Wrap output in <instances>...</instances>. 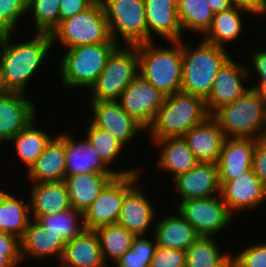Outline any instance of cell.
<instances>
[{
    "label": "cell",
    "instance_id": "9a60e30c",
    "mask_svg": "<svg viewBox=\"0 0 266 267\" xmlns=\"http://www.w3.org/2000/svg\"><path fill=\"white\" fill-rule=\"evenodd\" d=\"M125 197V176H115L83 213L87 230L118 222Z\"/></svg>",
    "mask_w": 266,
    "mask_h": 267
},
{
    "label": "cell",
    "instance_id": "836d02e7",
    "mask_svg": "<svg viewBox=\"0 0 266 267\" xmlns=\"http://www.w3.org/2000/svg\"><path fill=\"white\" fill-rule=\"evenodd\" d=\"M104 262L115 263L125 252L132 248L135 235L118 223L103 226L95 230Z\"/></svg>",
    "mask_w": 266,
    "mask_h": 267
},
{
    "label": "cell",
    "instance_id": "60d3db41",
    "mask_svg": "<svg viewBox=\"0 0 266 267\" xmlns=\"http://www.w3.org/2000/svg\"><path fill=\"white\" fill-rule=\"evenodd\" d=\"M235 255H231L238 267H266V242L250 244Z\"/></svg>",
    "mask_w": 266,
    "mask_h": 267
},
{
    "label": "cell",
    "instance_id": "5b68a950",
    "mask_svg": "<svg viewBox=\"0 0 266 267\" xmlns=\"http://www.w3.org/2000/svg\"><path fill=\"white\" fill-rule=\"evenodd\" d=\"M209 116L204 98L179 91L166 96L153 124L146 132L151 140L183 137L194 125L200 124Z\"/></svg>",
    "mask_w": 266,
    "mask_h": 267
},
{
    "label": "cell",
    "instance_id": "7a4b0ae2",
    "mask_svg": "<svg viewBox=\"0 0 266 267\" xmlns=\"http://www.w3.org/2000/svg\"><path fill=\"white\" fill-rule=\"evenodd\" d=\"M182 39V83L184 93L197 95L205 100L213 82L231 54L223 47L205 42L200 38L198 46H189Z\"/></svg>",
    "mask_w": 266,
    "mask_h": 267
},
{
    "label": "cell",
    "instance_id": "816d5d0a",
    "mask_svg": "<svg viewBox=\"0 0 266 267\" xmlns=\"http://www.w3.org/2000/svg\"><path fill=\"white\" fill-rule=\"evenodd\" d=\"M5 93V84L2 77V65L0 62V94Z\"/></svg>",
    "mask_w": 266,
    "mask_h": 267
},
{
    "label": "cell",
    "instance_id": "ba28073f",
    "mask_svg": "<svg viewBox=\"0 0 266 267\" xmlns=\"http://www.w3.org/2000/svg\"><path fill=\"white\" fill-rule=\"evenodd\" d=\"M124 46V47H123ZM137 45H119L109 56L88 101H118L124 90L139 75Z\"/></svg>",
    "mask_w": 266,
    "mask_h": 267
},
{
    "label": "cell",
    "instance_id": "d590c367",
    "mask_svg": "<svg viewBox=\"0 0 266 267\" xmlns=\"http://www.w3.org/2000/svg\"><path fill=\"white\" fill-rule=\"evenodd\" d=\"M177 7L182 31L202 36L208 30L214 12L206 0H177Z\"/></svg>",
    "mask_w": 266,
    "mask_h": 267
},
{
    "label": "cell",
    "instance_id": "603a6c76",
    "mask_svg": "<svg viewBox=\"0 0 266 267\" xmlns=\"http://www.w3.org/2000/svg\"><path fill=\"white\" fill-rule=\"evenodd\" d=\"M183 137L199 163L217 164L225 136L211 115Z\"/></svg>",
    "mask_w": 266,
    "mask_h": 267
},
{
    "label": "cell",
    "instance_id": "ee69618b",
    "mask_svg": "<svg viewBox=\"0 0 266 267\" xmlns=\"http://www.w3.org/2000/svg\"><path fill=\"white\" fill-rule=\"evenodd\" d=\"M252 169L255 175L262 182V185L266 190V139L265 138L258 139L256 141L253 151Z\"/></svg>",
    "mask_w": 266,
    "mask_h": 267
},
{
    "label": "cell",
    "instance_id": "f1b7e54d",
    "mask_svg": "<svg viewBox=\"0 0 266 267\" xmlns=\"http://www.w3.org/2000/svg\"><path fill=\"white\" fill-rule=\"evenodd\" d=\"M116 174L84 173L65 177L71 208L85 212Z\"/></svg>",
    "mask_w": 266,
    "mask_h": 267
},
{
    "label": "cell",
    "instance_id": "ffe728a7",
    "mask_svg": "<svg viewBox=\"0 0 266 267\" xmlns=\"http://www.w3.org/2000/svg\"><path fill=\"white\" fill-rule=\"evenodd\" d=\"M147 21V42L158 36L166 42L181 41L182 31L177 0H144ZM155 34V36H153Z\"/></svg>",
    "mask_w": 266,
    "mask_h": 267
},
{
    "label": "cell",
    "instance_id": "4fadbf2b",
    "mask_svg": "<svg viewBox=\"0 0 266 267\" xmlns=\"http://www.w3.org/2000/svg\"><path fill=\"white\" fill-rule=\"evenodd\" d=\"M65 132L59 133V135L65 141V169L66 176H72L75 174L84 173H102V174H116L119 176H126L133 173L141 172V168H132L124 170H113L108 168L104 162L97 156L95 147L92 146L87 139H77L75 133ZM124 170V171H123Z\"/></svg>",
    "mask_w": 266,
    "mask_h": 267
},
{
    "label": "cell",
    "instance_id": "d4e9b609",
    "mask_svg": "<svg viewBox=\"0 0 266 267\" xmlns=\"http://www.w3.org/2000/svg\"><path fill=\"white\" fill-rule=\"evenodd\" d=\"M151 143L160 148L156 166L160 171L168 172L172 180L199 163L184 137L161 138L151 140Z\"/></svg>",
    "mask_w": 266,
    "mask_h": 267
},
{
    "label": "cell",
    "instance_id": "f6af8a7d",
    "mask_svg": "<svg viewBox=\"0 0 266 267\" xmlns=\"http://www.w3.org/2000/svg\"><path fill=\"white\" fill-rule=\"evenodd\" d=\"M96 0H60L59 23L89 8Z\"/></svg>",
    "mask_w": 266,
    "mask_h": 267
},
{
    "label": "cell",
    "instance_id": "277c9868",
    "mask_svg": "<svg viewBox=\"0 0 266 267\" xmlns=\"http://www.w3.org/2000/svg\"><path fill=\"white\" fill-rule=\"evenodd\" d=\"M211 116L217 121L225 138H265L266 98L257 89L249 88Z\"/></svg>",
    "mask_w": 266,
    "mask_h": 267
},
{
    "label": "cell",
    "instance_id": "1f68e13d",
    "mask_svg": "<svg viewBox=\"0 0 266 267\" xmlns=\"http://www.w3.org/2000/svg\"><path fill=\"white\" fill-rule=\"evenodd\" d=\"M37 118H34L23 130L17 133L9 142L15 146V153L20 163L27 170L36 162L44 152L45 146L51 140V135L38 128ZM38 128V129H37Z\"/></svg>",
    "mask_w": 266,
    "mask_h": 267
},
{
    "label": "cell",
    "instance_id": "e0dca14e",
    "mask_svg": "<svg viewBox=\"0 0 266 267\" xmlns=\"http://www.w3.org/2000/svg\"><path fill=\"white\" fill-rule=\"evenodd\" d=\"M220 185V195L232 214L252 211L266 201V190L252 168Z\"/></svg>",
    "mask_w": 266,
    "mask_h": 267
},
{
    "label": "cell",
    "instance_id": "52a82bcc",
    "mask_svg": "<svg viewBox=\"0 0 266 267\" xmlns=\"http://www.w3.org/2000/svg\"><path fill=\"white\" fill-rule=\"evenodd\" d=\"M52 44L62 49L98 43H116L109 31L108 22L100 0L89 8L59 23L50 34Z\"/></svg>",
    "mask_w": 266,
    "mask_h": 267
},
{
    "label": "cell",
    "instance_id": "44dd1931",
    "mask_svg": "<svg viewBox=\"0 0 266 267\" xmlns=\"http://www.w3.org/2000/svg\"><path fill=\"white\" fill-rule=\"evenodd\" d=\"M20 243L23 262L26 258L40 261L54 256L58 263L62 258L66 244L60 235L49 231L35 219L30 220Z\"/></svg>",
    "mask_w": 266,
    "mask_h": 267
},
{
    "label": "cell",
    "instance_id": "7402d4cb",
    "mask_svg": "<svg viewBox=\"0 0 266 267\" xmlns=\"http://www.w3.org/2000/svg\"><path fill=\"white\" fill-rule=\"evenodd\" d=\"M258 139L225 138L217 162L219 181H231L252 168L253 151Z\"/></svg>",
    "mask_w": 266,
    "mask_h": 267
},
{
    "label": "cell",
    "instance_id": "bcb514c9",
    "mask_svg": "<svg viewBox=\"0 0 266 267\" xmlns=\"http://www.w3.org/2000/svg\"><path fill=\"white\" fill-rule=\"evenodd\" d=\"M234 6L251 13V16H263L266 10V0H232Z\"/></svg>",
    "mask_w": 266,
    "mask_h": 267
},
{
    "label": "cell",
    "instance_id": "30bf717a",
    "mask_svg": "<svg viewBox=\"0 0 266 267\" xmlns=\"http://www.w3.org/2000/svg\"><path fill=\"white\" fill-rule=\"evenodd\" d=\"M177 204L175 209L199 236L214 237L228 229L233 221V214L220 194L211 198L183 200Z\"/></svg>",
    "mask_w": 266,
    "mask_h": 267
},
{
    "label": "cell",
    "instance_id": "5bb4252c",
    "mask_svg": "<svg viewBox=\"0 0 266 267\" xmlns=\"http://www.w3.org/2000/svg\"><path fill=\"white\" fill-rule=\"evenodd\" d=\"M89 120L101 129L109 131L126 148L140 132L146 129L124 111L118 101H89ZM93 115V117H92ZM132 141V142H131Z\"/></svg>",
    "mask_w": 266,
    "mask_h": 267
},
{
    "label": "cell",
    "instance_id": "74e56055",
    "mask_svg": "<svg viewBox=\"0 0 266 267\" xmlns=\"http://www.w3.org/2000/svg\"><path fill=\"white\" fill-rule=\"evenodd\" d=\"M60 0H28L27 15L32 14L35 33L51 34L59 25Z\"/></svg>",
    "mask_w": 266,
    "mask_h": 267
},
{
    "label": "cell",
    "instance_id": "7bdbcfd3",
    "mask_svg": "<svg viewBox=\"0 0 266 267\" xmlns=\"http://www.w3.org/2000/svg\"><path fill=\"white\" fill-rule=\"evenodd\" d=\"M266 47H263L261 50L260 49H255L253 51H251V55L249 59L250 63L252 64V69L253 71H250V66L248 69V75H249V80L251 78V80L254 78L251 77V75L254 74L256 76V78L258 77V81L256 84L254 83L252 86H250V88L253 89H257L261 92V94L266 98ZM252 73V74H251ZM254 73V74H253Z\"/></svg>",
    "mask_w": 266,
    "mask_h": 267
},
{
    "label": "cell",
    "instance_id": "f546056e",
    "mask_svg": "<svg viewBox=\"0 0 266 267\" xmlns=\"http://www.w3.org/2000/svg\"><path fill=\"white\" fill-rule=\"evenodd\" d=\"M246 13L251 14L236 6L228 11L214 13L211 25L201 36V39L207 43L227 49L226 45L232 41H237L240 35H242L241 33L245 28L242 14Z\"/></svg>",
    "mask_w": 266,
    "mask_h": 267
},
{
    "label": "cell",
    "instance_id": "484cf974",
    "mask_svg": "<svg viewBox=\"0 0 266 267\" xmlns=\"http://www.w3.org/2000/svg\"><path fill=\"white\" fill-rule=\"evenodd\" d=\"M57 267H109L103 260L96 232L85 229L80 235L66 242Z\"/></svg>",
    "mask_w": 266,
    "mask_h": 267
},
{
    "label": "cell",
    "instance_id": "cb8c5ba5",
    "mask_svg": "<svg viewBox=\"0 0 266 267\" xmlns=\"http://www.w3.org/2000/svg\"><path fill=\"white\" fill-rule=\"evenodd\" d=\"M65 141L58 134L52 136L45 146L44 152L36 162L28 169L27 179L29 183H47L65 180Z\"/></svg>",
    "mask_w": 266,
    "mask_h": 267
},
{
    "label": "cell",
    "instance_id": "c3c4849f",
    "mask_svg": "<svg viewBox=\"0 0 266 267\" xmlns=\"http://www.w3.org/2000/svg\"><path fill=\"white\" fill-rule=\"evenodd\" d=\"M21 263V252H0V267H19Z\"/></svg>",
    "mask_w": 266,
    "mask_h": 267
},
{
    "label": "cell",
    "instance_id": "f35d334b",
    "mask_svg": "<svg viewBox=\"0 0 266 267\" xmlns=\"http://www.w3.org/2000/svg\"><path fill=\"white\" fill-rule=\"evenodd\" d=\"M136 236L132 248L115 261V266L109 267H149L152 257L158 247L155 237Z\"/></svg>",
    "mask_w": 266,
    "mask_h": 267
},
{
    "label": "cell",
    "instance_id": "2e32d148",
    "mask_svg": "<svg viewBox=\"0 0 266 267\" xmlns=\"http://www.w3.org/2000/svg\"><path fill=\"white\" fill-rule=\"evenodd\" d=\"M246 66L230 58L220 69L206 99L210 115L220 107L235 101L250 88V85L245 86V83L249 82L248 66Z\"/></svg>",
    "mask_w": 266,
    "mask_h": 267
},
{
    "label": "cell",
    "instance_id": "e575fe53",
    "mask_svg": "<svg viewBox=\"0 0 266 267\" xmlns=\"http://www.w3.org/2000/svg\"><path fill=\"white\" fill-rule=\"evenodd\" d=\"M31 218L43 227L48 228L49 231L60 235L65 243L71 241L86 229L83 212L73 208L46 216H31Z\"/></svg>",
    "mask_w": 266,
    "mask_h": 267
},
{
    "label": "cell",
    "instance_id": "d6a6232c",
    "mask_svg": "<svg viewBox=\"0 0 266 267\" xmlns=\"http://www.w3.org/2000/svg\"><path fill=\"white\" fill-rule=\"evenodd\" d=\"M217 237L199 236L186 251L185 267H220L230 257L233 251L221 250L216 242Z\"/></svg>",
    "mask_w": 266,
    "mask_h": 267
},
{
    "label": "cell",
    "instance_id": "4316f807",
    "mask_svg": "<svg viewBox=\"0 0 266 267\" xmlns=\"http://www.w3.org/2000/svg\"><path fill=\"white\" fill-rule=\"evenodd\" d=\"M29 204L31 216H46L71 208L64 180L47 183H30Z\"/></svg>",
    "mask_w": 266,
    "mask_h": 267
},
{
    "label": "cell",
    "instance_id": "b9f144b4",
    "mask_svg": "<svg viewBox=\"0 0 266 267\" xmlns=\"http://www.w3.org/2000/svg\"><path fill=\"white\" fill-rule=\"evenodd\" d=\"M186 251L167 249L161 246L156 248L149 267H185Z\"/></svg>",
    "mask_w": 266,
    "mask_h": 267
},
{
    "label": "cell",
    "instance_id": "3957f363",
    "mask_svg": "<svg viewBox=\"0 0 266 267\" xmlns=\"http://www.w3.org/2000/svg\"><path fill=\"white\" fill-rule=\"evenodd\" d=\"M171 47L157 45L155 41L137 44L139 75L166 96L181 90L182 40L166 42Z\"/></svg>",
    "mask_w": 266,
    "mask_h": 267
},
{
    "label": "cell",
    "instance_id": "83f0119b",
    "mask_svg": "<svg viewBox=\"0 0 266 267\" xmlns=\"http://www.w3.org/2000/svg\"><path fill=\"white\" fill-rule=\"evenodd\" d=\"M168 214L155 222L151 234L158 246L185 251L198 237L195 229L180 215Z\"/></svg>",
    "mask_w": 266,
    "mask_h": 267
},
{
    "label": "cell",
    "instance_id": "6da1fadb",
    "mask_svg": "<svg viewBox=\"0 0 266 267\" xmlns=\"http://www.w3.org/2000/svg\"><path fill=\"white\" fill-rule=\"evenodd\" d=\"M14 33L0 35V62L5 92L27 93L28 81L33 80L53 49L50 34L35 33L24 41H13Z\"/></svg>",
    "mask_w": 266,
    "mask_h": 267
},
{
    "label": "cell",
    "instance_id": "8d00e7d4",
    "mask_svg": "<svg viewBox=\"0 0 266 267\" xmlns=\"http://www.w3.org/2000/svg\"><path fill=\"white\" fill-rule=\"evenodd\" d=\"M86 123L88 125L83 129V135L95 147L97 156L110 168L126 148L109 131L95 126L90 120Z\"/></svg>",
    "mask_w": 266,
    "mask_h": 267
},
{
    "label": "cell",
    "instance_id": "7dc6e473",
    "mask_svg": "<svg viewBox=\"0 0 266 267\" xmlns=\"http://www.w3.org/2000/svg\"><path fill=\"white\" fill-rule=\"evenodd\" d=\"M0 252H21L20 239L13 234L0 232Z\"/></svg>",
    "mask_w": 266,
    "mask_h": 267
},
{
    "label": "cell",
    "instance_id": "f907efd6",
    "mask_svg": "<svg viewBox=\"0 0 266 267\" xmlns=\"http://www.w3.org/2000/svg\"><path fill=\"white\" fill-rule=\"evenodd\" d=\"M220 267H238L237 262L235 259L231 256L223 265Z\"/></svg>",
    "mask_w": 266,
    "mask_h": 267
},
{
    "label": "cell",
    "instance_id": "7c38bea8",
    "mask_svg": "<svg viewBox=\"0 0 266 267\" xmlns=\"http://www.w3.org/2000/svg\"><path fill=\"white\" fill-rule=\"evenodd\" d=\"M166 95L138 75L121 94L118 102L129 116L146 130L153 124Z\"/></svg>",
    "mask_w": 266,
    "mask_h": 267
},
{
    "label": "cell",
    "instance_id": "681fc988",
    "mask_svg": "<svg viewBox=\"0 0 266 267\" xmlns=\"http://www.w3.org/2000/svg\"><path fill=\"white\" fill-rule=\"evenodd\" d=\"M214 13L228 11L234 7L232 0H206Z\"/></svg>",
    "mask_w": 266,
    "mask_h": 267
},
{
    "label": "cell",
    "instance_id": "8fae6325",
    "mask_svg": "<svg viewBox=\"0 0 266 267\" xmlns=\"http://www.w3.org/2000/svg\"><path fill=\"white\" fill-rule=\"evenodd\" d=\"M140 176V172L125 176V197L117 223L135 236H148L147 232L155 226L152 223L156 222L158 212L148 193L140 190Z\"/></svg>",
    "mask_w": 266,
    "mask_h": 267
},
{
    "label": "cell",
    "instance_id": "ac0fdd59",
    "mask_svg": "<svg viewBox=\"0 0 266 267\" xmlns=\"http://www.w3.org/2000/svg\"><path fill=\"white\" fill-rule=\"evenodd\" d=\"M28 93L5 92L0 94V144L8 143L34 118L37 108Z\"/></svg>",
    "mask_w": 266,
    "mask_h": 267
},
{
    "label": "cell",
    "instance_id": "4dcf8cb0",
    "mask_svg": "<svg viewBox=\"0 0 266 267\" xmlns=\"http://www.w3.org/2000/svg\"><path fill=\"white\" fill-rule=\"evenodd\" d=\"M6 191L0 193V232L10 233L21 239L30 222V204Z\"/></svg>",
    "mask_w": 266,
    "mask_h": 267
},
{
    "label": "cell",
    "instance_id": "ab89813d",
    "mask_svg": "<svg viewBox=\"0 0 266 267\" xmlns=\"http://www.w3.org/2000/svg\"><path fill=\"white\" fill-rule=\"evenodd\" d=\"M28 0H0V35L14 33L16 26L27 15Z\"/></svg>",
    "mask_w": 266,
    "mask_h": 267
},
{
    "label": "cell",
    "instance_id": "d6986e66",
    "mask_svg": "<svg viewBox=\"0 0 266 267\" xmlns=\"http://www.w3.org/2000/svg\"><path fill=\"white\" fill-rule=\"evenodd\" d=\"M180 201L196 198H211L221 193L217 164L198 163L188 172L172 180Z\"/></svg>",
    "mask_w": 266,
    "mask_h": 267
},
{
    "label": "cell",
    "instance_id": "9c48e42d",
    "mask_svg": "<svg viewBox=\"0 0 266 267\" xmlns=\"http://www.w3.org/2000/svg\"><path fill=\"white\" fill-rule=\"evenodd\" d=\"M100 1L104 8L110 35L116 43L119 45H137L147 42L144 0Z\"/></svg>",
    "mask_w": 266,
    "mask_h": 267
},
{
    "label": "cell",
    "instance_id": "8992f818",
    "mask_svg": "<svg viewBox=\"0 0 266 267\" xmlns=\"http://www.w3.org/2000/svg\"><path fill=\"white\" fill-rule=\"evenodd\" d=\"M118 46V43H98L65 50L66 53H63L58 65L61 84L67 89L90 90L102 73L109 56Z\"/></svg>",
    "mask_w": 266,
    "mask_h": 267
}]
</instances>
